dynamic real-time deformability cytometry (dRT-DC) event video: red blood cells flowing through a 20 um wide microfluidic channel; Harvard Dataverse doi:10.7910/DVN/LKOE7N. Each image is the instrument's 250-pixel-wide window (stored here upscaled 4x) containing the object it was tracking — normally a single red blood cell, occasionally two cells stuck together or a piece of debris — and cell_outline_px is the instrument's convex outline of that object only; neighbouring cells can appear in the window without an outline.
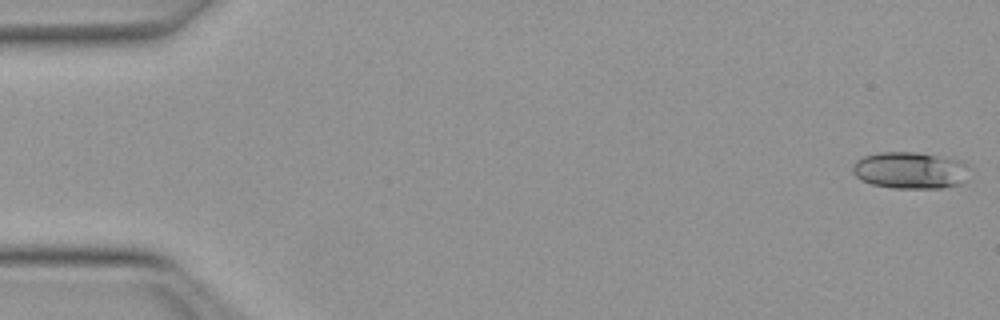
{"species": "Egyptian fruit bat (a non-hibernating species)", "species_latin": "Rousettus aegyptiacus", "temperature_condition": "warm", "stored_images_in_passage": 30, "camera_frame_rate_fps": 3000, "um_per_image_px": 0.085, "animal": {"sex": "female"}, "frame": {"image": 1, "passage_image": 1, "time_ms": 0.0, "image_size_px": [1000, 320], "cell_outline_px": [[968, 180], [960, 184], [940, 188], [892, 188], [872, 184], [860, 180], [852, 172], [852, 168], [856, 160], [864, 156], [880, 152], [916, 152], [956, 160], [964, 164]], "centroid_in_image_um": [77.3, 14.49], "position_along_channel_um": 7.7, "area_um2": 24.8}}
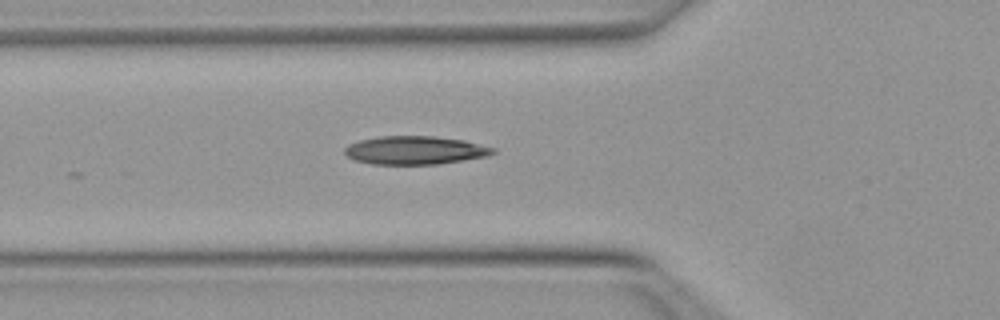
{"frame": {"image": 2, "passage_image": 18, "time_ms": 5.667, "image_size_px": [1000, 320], "cell_outline_px": [[496, 152], [488, 156], [464, 160], [436, 164], [372, 164], [352, 160], [344, 152], [344, 148], [348, 144], [360, 140], [380, 136], [432, 136], [464, 140], [496, 148]], "centroid_in_image_um": [35.27, 12.77], "position_along_channel_um": 90.5, "area_um2": 24.57}}
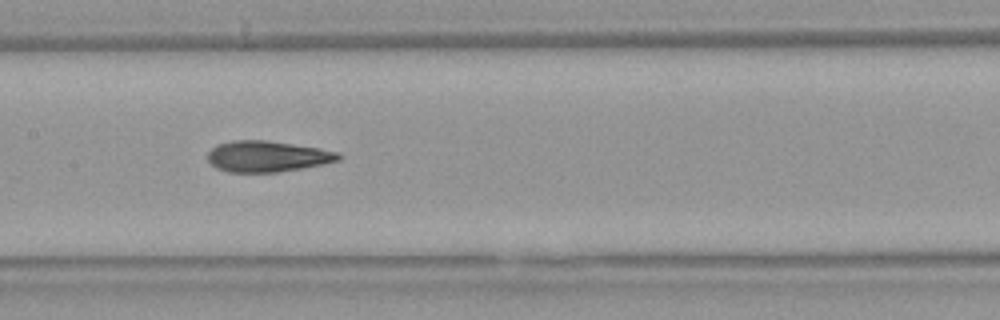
{"frame": {"image": 3, "passage_image": 25, "time_ms": 8.0, "image_size_px": [1000, 320], "cell_outline_px": [[344, 156], [340, 160], [324, 164], [276, 172], [228, 172], [216, 168], [208, 160], [208, 152], [216, 144], [232, 140], [264, 140], [316, 148], [340, 152]], "centroid_in_image_um": [22.71, 13.29], "position_along_channel_um": 184.7, "area_um2": 23.52}}